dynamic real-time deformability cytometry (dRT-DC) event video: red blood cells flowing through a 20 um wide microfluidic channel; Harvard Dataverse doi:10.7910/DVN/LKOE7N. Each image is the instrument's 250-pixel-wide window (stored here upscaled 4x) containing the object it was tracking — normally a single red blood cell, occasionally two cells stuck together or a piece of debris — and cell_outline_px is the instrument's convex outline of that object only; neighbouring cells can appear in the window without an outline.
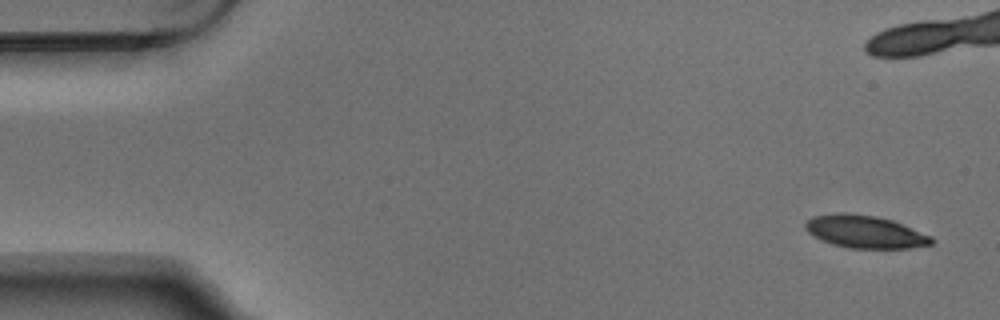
{"species": "Egyptian fruit bat (a non-hibernating species)", "species_latin": "Rousettus aegyptiacus", "temperature_condition": "warm", "stored_images_in_passage": 12, "camera_frame_rate_fps": 3000, "um_per_image_px": 0.085, "animal": {"sex": "male"}, "frame": {"image": 1, "passage_image": 1, "time_ms": 0.0, "image_size_px": [1000, 320], "cell_outline_px": [[936, 240], [932, 244], [908, 248], [848, 248], [832, 244], [812, 236], [804, 228], [804, 224], [812, 216], [836, 212], [844, 212], [876, 216], [892, 220], [932, 236]], "centroid_in_image_um": [73.5, 19.69], "position_along_channel_um": 11.5, "area_um2": 24.16}}